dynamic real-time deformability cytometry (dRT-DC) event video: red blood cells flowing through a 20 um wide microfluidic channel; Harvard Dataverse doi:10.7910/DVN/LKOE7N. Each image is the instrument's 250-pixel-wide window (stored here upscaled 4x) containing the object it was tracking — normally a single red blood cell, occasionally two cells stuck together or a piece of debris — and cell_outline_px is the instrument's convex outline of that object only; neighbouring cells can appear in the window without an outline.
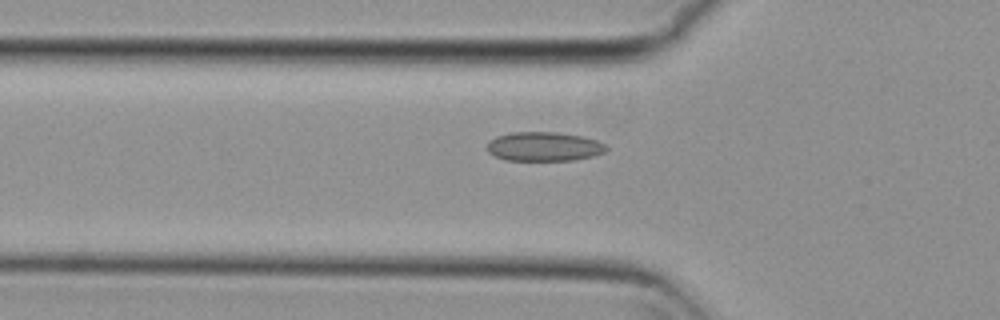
{"species": "common noctule bat (a hibernating species)", "species_latin": "Nyctalus noctula", "temperature_condition": "cold", "stored_images_in_passage": 56, "camera_frame_rate_fps": 3000, "um_per_image_px": 0.085, "animal": {"sex": "female", "body_mass_g": 29.2, "forearm_length_mm": 56.3}, "frame": {"image": 1, "passage_image": 19, "time_ms": 6.0, "image_size_px": [1000, 320], "cell_outline_px": [[608, 148], [604, 152], [592, 156], [572, 160], [504, 160], [488, 152], [488, 144], [496, 136], [512, 132], [556, 132], [584, 136], [608, 144]], "centroid_in_image_um": [46.28, 12.45], "position_along_channel_um": 79.5, "area_um2": 20.23}}
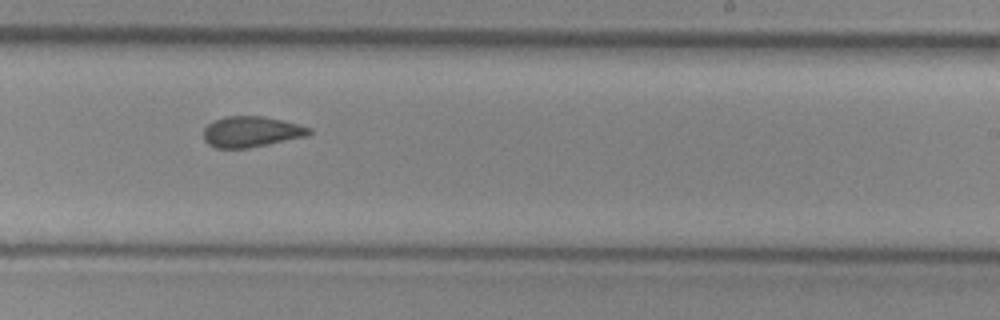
{"frame": {"image": 2, "passage_image": 34, "time_ms": 11.0, "image_size_px": [1000, 320], "cell_outline_px": [[312, 132], [308, 136], [248, 148], [216, 148], [208, 144], [204, 140], [204, 128], [208, 124], [224, 116], [260, 116], [284, 120], [312, 128]], "centroid_in_image_um": [21.38, 11.2], "position_along_channel_um": 267.6, "area_um2": 18.96}}
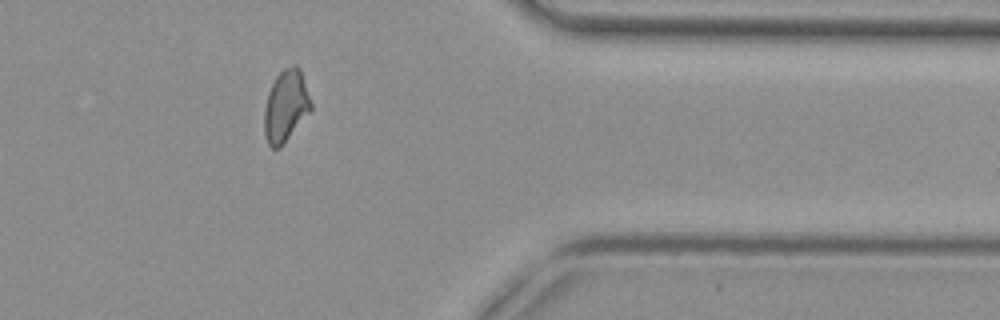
{"frame": {"image": 3, "passage_image": 45, "time_ms": 14.667, "image_size_px": [1000, 320], "cell_outline_px": [[312, 112], [280, 148], [272, 148], [268, 144], [264, 136], [264, 108], [268, 92], [276, 76], [284, 68], [292, 64], [296, 64], [300, 68], [312, 104]], "centroid_in_image_um": [24.31, 9.03], "position_along_channel_um": 387.1, "area_um2": 19.94}, "authors_computed_cell_mechanics": {"area_um2": 19.6809, "velocity_mm_per_s": 3.762, "shape_relaxation_time_tau1_ms": null, "shape_relaxation_time_tau2_ms": 2.6297, "deformation_change_tau1": null, "deformation_change_tau2": 0.0659}}